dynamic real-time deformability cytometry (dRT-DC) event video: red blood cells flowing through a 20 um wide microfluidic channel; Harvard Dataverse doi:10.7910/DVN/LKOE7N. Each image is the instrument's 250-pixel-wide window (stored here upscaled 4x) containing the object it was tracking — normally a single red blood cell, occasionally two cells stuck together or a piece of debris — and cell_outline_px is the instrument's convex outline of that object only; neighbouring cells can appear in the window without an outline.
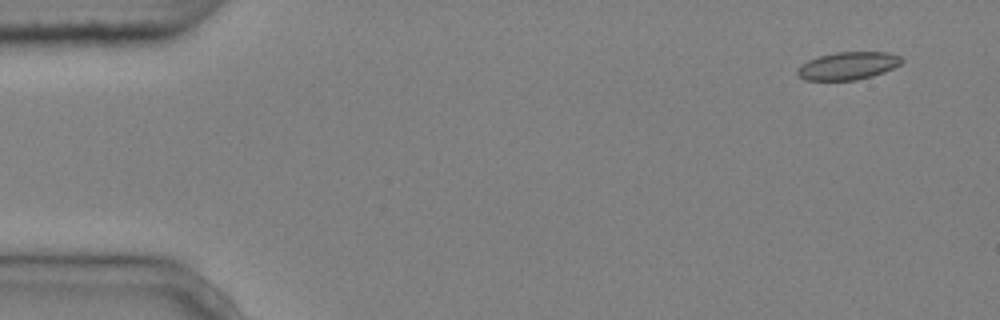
{"species": "common noctule bat (a hibernating species)", "species_latin": "Nyctalus noctula", "temperature_condition": "cold", "stored_images_in_passage": 5, "segment_of_instrument_passage": [1, 2], "camera_frame_rate_fps": 3000, "um_per_image_px": 0.085, "animal": {"sex": "male", "body_mass_g": 20.4}, "frame": {"image": 1, "passage_image": 1, "time_ms": 0.0, "image_size_px": [1000, 320], "cell_outline_px": [[904, 60], [900, 64], [884, 72], [872, 76], [856, 80], [804, 80], [796, 72], [808, 60], [820, 56], [836, 52], [888, 52], [900, 56]], "centroid_in_image_um": [72.12, 5.59], "position_along_channel_um": 12.9, "area_um2": 16.65}}
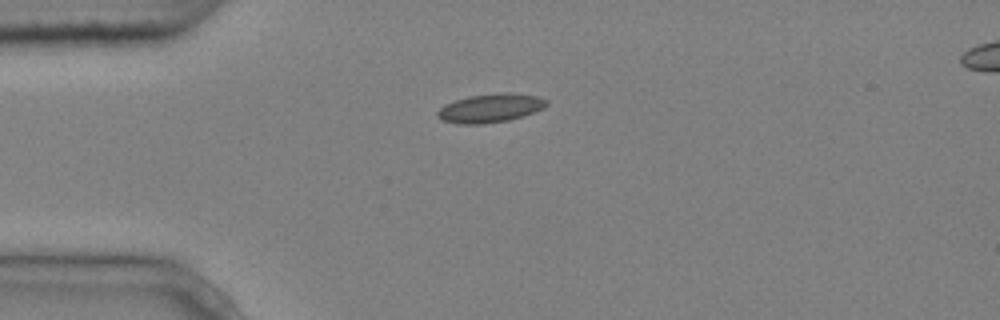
{"frame": {"image": 2, "passage_image": 4, "time_ms": 1.0, "image_size_px": [1000, 320], "cell_outline_px": [[548, 104], [544, 108], [524, 116], [508, 120], [480, 124], [460, 124], [444, 120], [436, 116], [436, 112], [444, 104], [468, 96], [500, 92], [508, 92], [536, 96], [548, 100]], "centroid_in_image_um": [41.69, 9.18], "position_along_channel_um": 43.3, "area_um2": 18.26}}